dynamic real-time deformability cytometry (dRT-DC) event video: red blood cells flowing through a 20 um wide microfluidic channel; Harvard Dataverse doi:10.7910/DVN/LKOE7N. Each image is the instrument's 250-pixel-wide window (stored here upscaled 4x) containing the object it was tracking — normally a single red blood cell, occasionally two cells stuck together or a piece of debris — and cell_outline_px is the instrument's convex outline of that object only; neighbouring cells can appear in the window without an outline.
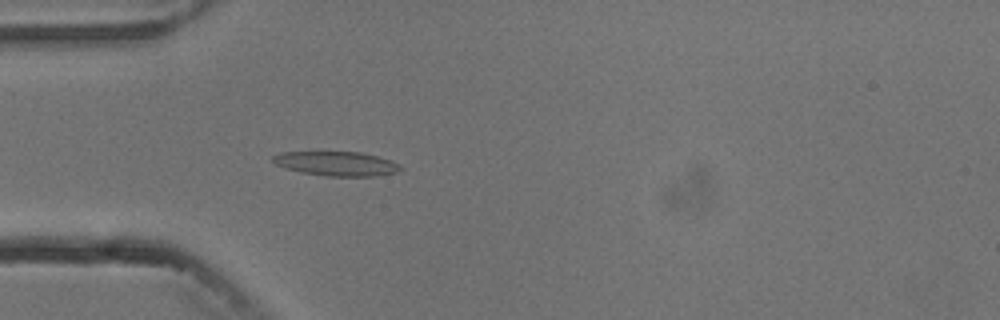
{"species": "common noctule bat (a hibernating species)", "species_latin": "Nyctalus noctula", "temperature_condition": "cold", "stored_images_in_passage": 3, "camera_frame_rate_fps": 3000, "um_per_image_px": 0.085, "animal": {"sex": "male", "body_mass_g": 13.3}, "frame": {"image": 1, "passage_image": 3, "time_ms": 2.333, "image_size_px": [1000, 320], "cell_outline_px": [[404, 168], [396, 172], [376, 176], [324, 176], [300, 172], [284, 168], [276, 164], [272, 160], [272, 156], [280, 152], [360, 152], [392, 160], [400, 164]], "centroid_in_image_um": [28.61, 13.91], "position_along_channel_um": 56.4, "area_um2": 18.21}}